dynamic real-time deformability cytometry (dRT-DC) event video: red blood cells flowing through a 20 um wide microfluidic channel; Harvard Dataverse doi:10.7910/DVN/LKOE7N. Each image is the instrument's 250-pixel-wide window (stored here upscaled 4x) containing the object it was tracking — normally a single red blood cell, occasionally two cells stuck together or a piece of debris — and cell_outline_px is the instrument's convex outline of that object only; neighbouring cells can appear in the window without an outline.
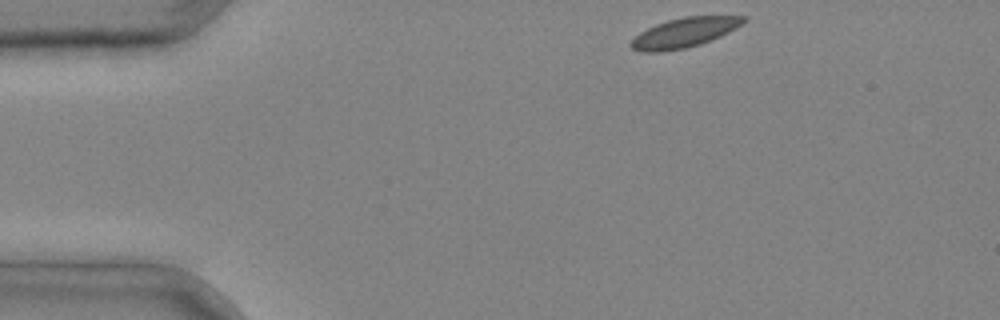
{"species": "common noctule bat (a hibernating species)", "species_latin": "Nyctalus noctula", "temperature_condition": "cold", "stored_images_in_passage": 3, "camera_frame_rate_fps": 3000, "um_per_image_px": 0.085, "animal": {"sex": "male", "body_mass_g": 20.4}, "frame": {"image": 1, "passage_image": 1, "time_ms": 0.0, "image_size_px": [1000, 320], "cell_outline_px": [[748, 20], [736, 28], [720, 36], [700, 44], [684, 48], [660, 52], [640, 52], [632, 48], [628, 44], [640, 32], [656, 24], [668, 20], [684, 16], [748, 16]], "centroid_in_image_um": [58.17, 2.77], "position_along_channel_um": 26.8, "area_um2": 19.36}}
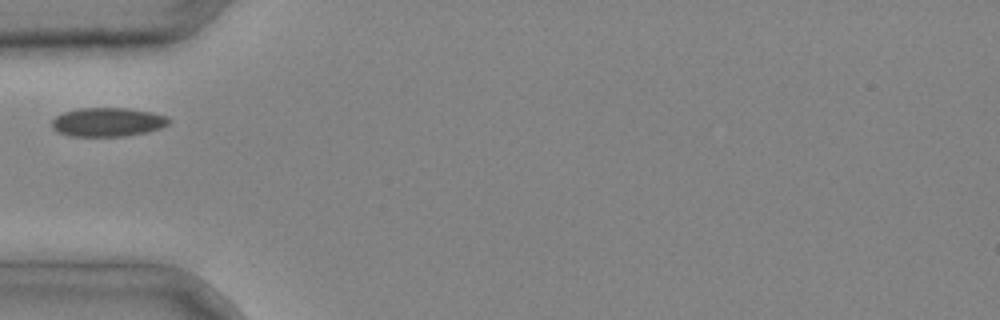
{"frame": {"image": 2, "passage_image": 3, "time_ms": 0.667, "image_size_px": [1000, 320], "cell_outline_px": [[172, 120], [168, 124], [160, 128], [148, 132], [124, 136], [72, 136], [60, 132], [52, 128], [52, 120], [56, 116], [64, 112], [80, 108], [128, 108], [152, 112], [168, 116]], "centroid_in_image_um": [9.2, 10.37], "position_along_channel_um": 75.8, "area_um2": 19.71}}